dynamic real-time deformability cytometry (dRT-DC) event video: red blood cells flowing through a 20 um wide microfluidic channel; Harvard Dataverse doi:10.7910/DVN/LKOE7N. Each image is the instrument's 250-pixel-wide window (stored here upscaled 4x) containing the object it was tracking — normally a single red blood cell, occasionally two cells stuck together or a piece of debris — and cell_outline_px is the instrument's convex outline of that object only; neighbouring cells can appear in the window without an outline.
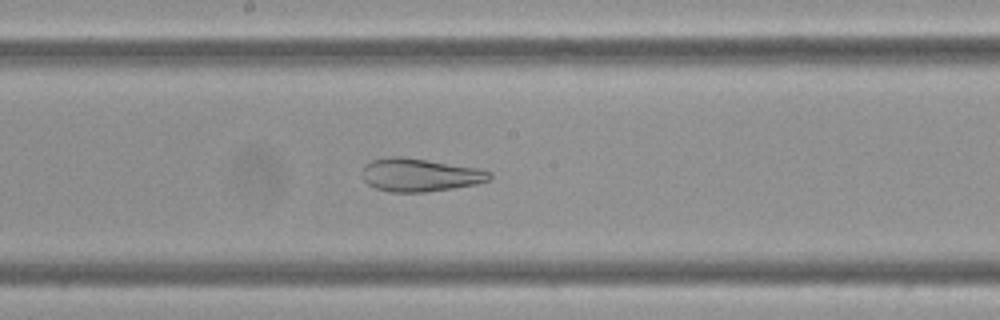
{"species": "Egyptian fruit bat (a non-hibernating species)", "species_latin": "Rousettus aegyptiacus", "temperature_condition": "cold", "stored_images_in_passage": 49, "camera_frame_rate_fps": 3000, "um_per_image_px": 0.085, "frame": {"image": 1, "passage_image": 22, "time_ms": 7.0, "image_size_px": [1000, 320], "cell_outline_px": [[492, 176], [488, 180], [476, 184], [428, 192], [392, 192], [376, 188], [368, 184], [364, 180], [364, 164], [372, 160], [392, 156], [400, 156], [428, 160], [476, 168], [492, 172]], "centroid_in_image_um": [35.69, 14.87], "position_along_channel_um": 212.5, "area_um2": 24.33}}